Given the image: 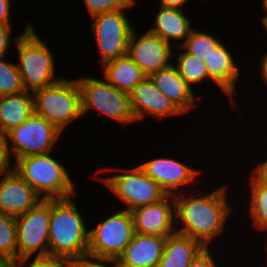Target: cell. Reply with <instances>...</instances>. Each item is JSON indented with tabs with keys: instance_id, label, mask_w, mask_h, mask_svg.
<instances>
[{
	"instance_id": "obj_1",
	"label": "cell",
	"mask_w": 267,
	"mask_h": 267,
	"mask_svg": "<svg viewBox=\"0 0 267 267\" xmlns=\"http://www.w3.org/2000/svg\"><path fill=\"white\" fill-rule=\"evenodd\" d=\"M226 182L215 188L212 184L210 191L209 188L205 190L207 186L200 185L192 191L175 194L176 231L190 236L204 247H221V237L226 241L227 231L232 228L229 222L233 219L231 214L236 212L234 209L238 203L235 201L234 205L233 200L230 203L232 196L228 192L231 189Z\"/></svg>"
},
{
	"instance_id": "obj_2",
	"label": "cell",
	"mask_w": 267,
	"mask_h": 267,
	"mask_svg": "<svg viewBox=\"0 0 267 267\" xmlns=\"http://www.w3.org/2000/svg\"><path fill=\"white\" fill-rule=\"evenodd\" d=\"M75 196L50 199L49 257L88 254V214L81 212Z\"/></svg>"
},
{
	"instance_id": "obj_3",
	"label": "cell",
	"mask_w": 267,
	"mask_h": 267,
	"mask_svg": "<svg viewBox=\"0 0 267 267\" xmlns=\"http://www.w3.org/2000/svg\"><path fill=\"white\" fill-rule=\"evenodd\" d=\"M28 22L14 44L17 66L26 91L34 92L58 82L62 77L57 73L55 51L50 48L36 31V26ZM56 61V62H55ZM58 76V77H57ZM60 77V78H59Z\"/></svg>"
},
{
	"instance_id": "obj_4",
	"label": "cell",
	"mask_w": 267,
	"mask_h": 267,
	"mask_svg": "<svg viewBox=\"0 0 267 267\" xmlns=\"http://www.w3.org/2000/svg\"><path fill=\"white\" fill-rule=\"evenodd\" d=\"M53 152L30 155L13 161L18 173L42 199L68 198L78 194L75 177L71 178L63 159ZM59 158V159H58ZM60 160V161H59ZM77 193V194H76Z\"/></svg>"
},
{
	"instance_id": "obj_5",
	"label": "cell",
	"mask_w": 267,
	"mask_h": 267,
	"mask_svg": "<svg viewBox=\"0 0 267 267\" xmlns=\"http://www.w3.org/2000/svg\"><path fill=\"white\" fill-rule=\"evenodd\" d=\"M131 166L132 168H123L121 165L120 168L102 166L96 168V172L97 174L103 172L102 175L106 172L105 176L98 177L95 173L92 179L95 181L99 179L108 188V192H112L111 197L115 195L114 198L120 200L121 208L128 211L158 202L167 195L160 185L147 176L137 164H134V167ZM112 170L116 173H112Z\"/></svg>"
},
{
	"instance_id": "obj_6",
	"label": "cell",
	"mask_w": 267,
	"mask_h": 267,
	"mask_svg": "<svg viewBox=\"0 0 267 267\" xmlns=\"http://www.w3.org/2000/svg\"><path fill=\"white\" fill-rule=\"evenodd\" d=\"M81 75V76H80ZM76 78L81 92V111L85 118L91 111L94 117L104 115L124 128L137 124L132 112L129 93L118 90L103 76L80 74ZM88 75V76H87ZM101 115V116H100Z\"/></svg>"
},
{
	"instance_id": "obj_7",
	"label": "cell",
	"mask_w": 267,
	"mask_h": 267,
	"mask_svg": "<svg viewBox=\"0 0 267 267\" xmlns=\"http://www.w3.org/2000/svg\"><path fill=\"white\" fill-rule=\"evenodd\" d=\"M33 96L34 112L63 134L71 124L83 119L81 92L76 78L62 77L58 82L34 91Z\"/></svg>"
},
{
	"instance_id": "obj_8",
	"label": "cell",
	"mask_w": 267,
	"mask_h": 267,
	"mask_svg": "<svg viewBox=\"0 0 267 267\" xmlns=\"http://www.w3.org/2000/svg\"><path fill=\"white\" fill-rule=\"evenodd\" d=\"M138 0H133L126 8L102 13L91 18L90 30L93 33L99 56V66L128 53L129 40L134 27L128 11L136 7ZM130 18V19H129ZM99 57V58H98Z\"/></svg>"
},
{
	"instance_id": "obj_9",
	"label": "cell",
	"mask_w": 267,
	"mask_h": 267,
	"mask_svg": "<svg viewBox=\"0 0 267 267\" xmlns=\"http://www.w3.org/2000/svg\"><path fill=\"white\" fill-rule=\"evenodd\" d=\"M112 208V212L107 214L104 220L98 224L89 227L88 254L118 259L125 250V247L131 242L135 229L133 218L130 211Z\"/></svg>"
},
{
	"instance_id": "obj_10",
	"label": "cell",
	"mask_w": 267,
	"mask_h": 267,
	"mask_svg": "<svg viewBox=\"0 0 267 267\" xmlns=\"http://www.w3.org/2000/svg\"><path fill=\"white\" fill-rule=\"evenodd\" d=\"M64 135L55 125L35 112L20 126L6 134L11 160L56 150Z\"/></svg>"
},
{
	"instance_id": "obj_11",
	"label": "cell",
	"mask_w": 267,
	"mask_h": 267,
	"mask_svg": "<svg viewBox=\"0 0 267 267\" xmlns=\"http://www.w3.org/2000/svg\"><path fill=\"white\" fill-rule=\"evenodd\" d=\"M50 199H42L16 217L17 264L49 257Z\"/></svg>"
},
{
	"instance_id": "obj_12",
	"label": "cell",
	"mask_w": 267,
	"mask_h": 267,
	"mask_svg": "<svg viewBox=\"0 0 267 267\" xmlns=\"http://www.w3.org/2000/svg\"><path fill=\"white\" fill-rule=\"evenodd\" d=\"M167 156L160 154L154 158L143 157V162L140 160L138 166L169 195L192 191L196 185L200 187L198 184H202L200 180L204 171L198 166L194 168L193 164L186 163L184 159L181 161L180 157Z\"/></svg>"
},
{
	"instance_id": "obj_13",
	"label": "cell",
	"mask_w": 267,
	"mask_h": 267,
	"mask_svg": "<svg viewBox=\"0 0 267 267\" xmlns=\"http://www.w3.org/2000/svg\"><path fill=\"white\" fill-rule=\"evenodd\" d=\"M225 43L226 42L223 41L213 50L207 59L203 60L205 61L210 80L218 87V91H220L218 96L224 93L222 96H226V98L224 96V99L229 101V107L234 109L236 114L238 112L242 113V107L239 108V106H237L239 103L236 102V96H238L236 94L239 93L237 86L238 83H241L242 73H246L245 70H242L241 63L236 61L238 56L236 58V55H234L235 52H232V47H234V45L229 46Z\"/></svg>"
},
{
	"instance_id": "obj_14",
	"label": "cell",
	"mask_w": 267,
	"mask_h": 267,
	"mask_svg": "<svg viewBox=\"0 0 267 267\" xmlns=\"http://www.w3.org/2000/svg\"><path fill=\"white\" fill-rule=\"evenodd\" d=\"M136 30L138 29L134 28L131 33L127 54L146 76L173 63L174 47L172 45L147 29L141 34Z\"/></svg>"
},
{
	"instance_id": "obj_15",
	"label": "cell",
	"mask_w": 267,
	"mask_h": 267,
	"mask_svg": "<svg viewBox=\"0 0 267 267\" xmlns=\"http://www.w3.org/2000/svg\"><path fill=\"white\" fill-rule=\"evenodd\" d=\"M132 112L138 124L148 117L157 122L167 121V118L184 114L155 86L149 76H146L130 93ZM140 122V123H139Z\"/></svg>"
},
{
	"instance_id": "obj_16",
	"label": "cell",
	"mask_w": 267,
	"mask_h": 267,
	"mask_svg": "<svg viewBox=\"0 0 267 267\" xmlns=\"http://www.w3.org/2000/svg\"><path fill=\"white\" fill-rule=\"evenodd\" d=\"M135 232L167 237L176 232L175 199L167 194L162 200L130 211Z\"/></svg>"
},
{
	"instance_id": "obj_17",
	"label": "cell",
	"mask_w": 267,
	"mask_h": 267,
	"mask_svg": "<svg viewBox=\"0 0 267 267\" xmlns=\"http://www.w3.org/2000/svg\"><path fill=\"white\" fill-rule=\"evenodd\" d=\"M150 79L155 86L184 114L189 113L201 105L202 95L196 94L193 88L180 75L176 66H170L152 73ZM202 96V97H201ZM199 101V102H198ZM200 103V104H199Z\"/></svg>"
},
{
	"instance_id": "obj_18",
	"label": "cell",
	"mask_w": 267,
	"mask_h": 267,
	"mask_svg": "<svg viewBox=\"0 0 267 267\" xmlns=\"http://www.w3.org/2000/svg\"><path fill=\"white\" fill-rule=\"evenodd\" d=\"M41 200V196L13 169L0 177V212L18 217Z\"/></svg>"
},
{
	"instance_id": "obj_19",
	"label": "cell",
	"mask_w": 267,
	"mask_h": 267,
	"mask_svg": "<svg viewBox=\"0 0 267 267\" xmlns=\"http://www.w3.org/2000/svg\"><path fill=\"white\" fill-rule=\"evenodd\" d=\"M187 10L177 8L157 7L154 22L149 25L148 31L161 37L173 47L181 46L195 28L191 17L187 16Z\"/></svg>"
},
{
	"instance_id": "obj_20",
	"label": "cell",
	"mask_w": 267,
	"mask_h": 267,
	"mask_svg": "<svg viewBox=\"0 0 267 267\" xmlns=\"http://www.w3.org/2000/svg\"><path fill=\"white\" fill-rule=\"evenodd\" d=\"M165 242L166 237L135 232L117 259L119 267H158Z\"/></svg>"
},
{
	"instance_id": "obj_21",
	"label": "cell",
	"mask_w": 267,
	"mask_h": 267,
	"mask_svg": "<svg viewBox=\"0 0 267 267\" xmlns=\"http://www.w3.org/2000/svg\"><path fill=\"white\" fill-rule=\"evenodd\" d=\"M246 174H248L246 180L248 187L244 191L249 190L246 192L248 196L246 193L243 194V190L240 191V196L243 195L240 199L243 200L245 196L247 198L244 199L246 203L240 201L237 206H240V203L244 204V206L247 204L246 208L242 209L243 211L246 209L245 214H247L244 216L248 215L246 219L250 220L247 221V224H252L249 225L253 227H251L253 232L255 230V233L260 234L262 231L264 235V233L267 234V185L258 180L251 172Z\"/></svg>"
},
{
	"instance_id": "obj_22",
	"label": "cell",
	"mask_w": 267,
	"mask_h": 267,
	"mask_svg": "<svg viewBox=\"0 0 267 267\" xmlns=\"http://www.w3.org/2000/svg\"><path fill=\"white\" fill-rule=\"evenodd\" d=\"M34 113V96L24 91L0 97V133L6 135Z\"/></svg>"
},
{
	"instance_id": "obj_23",
	"label": "cell",
	"mask_w": 267,
	"mask_h": 267,
	"mask_svg": "<svg viewBox=\"0 0 267 267\" xmlns=\"http://www.w3.org/2000/svg\"><path fill=\"white\" fill-rule=\"evenodd\" d=\"M203 248L198 241L176 231L166 237L158 267H189Z\"/></svg>"
},
{
	"instance_id": "obj_24",
	"label": "cell",
	"mask_w": 267,
	"mask_h": 267,
	"mask_svg": "<svg viewBox=\"0 0 267 267\" xmlns=\"http://www.w3.org/2000/svg\"><path fill=\"white\" fill-rule=\"evenodd\" d=\"M99 69H101V76L111 85L127 93H130L146 77L128 54L105 63Z\"/></svg>"
},
{
	"instance_id": "obj_25",
	"label": "cell",
	"mask_w": 267,
	"mask_h": 267,
	"mask_svg": "<svg viewBox=\"0 0 267 267\" xmlns=\"http://www.w3.org/2000/svg\"><path fill=\"white\" fill-rule=\"evenodd\" d=\"M173 56L176 57H173V64L176 66L178 72L197 94L200 92L197 88L203 82L206 85H213V88H217L218 90V87L209 78L204 60L187 53L181 46L174 48Z\"/></svg>"
},
{
	"instance_id": "obj_26",
	"label": "cell",
	"mask_w": 267,
	"mask_h": 267,
	"mask_svg": "<svg viewBox=\"0 0 267 267\" xmlns=\"http://www.w3.org/2000/svg\"><path fill=\"white\" fill-rule=\"evenodd\" d=\"M216 33L211 31H204L200 27L194 28L190 36L181 45V47L191 55L200 59H207V57L215 50L222 42V38L217 37Z\"/></svg>"
},
{
	"instance_id": "obj_27",
	"label": "cell",
	"mask_w": 267,
	"mask_h": 267,
	"mask_svg": "<svg viewBox=\"0 0 267 267\" xmlns=\"http://www.w3.org/2000/svg\"><path fill=\"white\" fill-rule=\"evenodd\" d=\"M0 254L17 265L16 217L0 212Z\"/></svg>"
},
{
	"instance_id": "obj_28",
	"label": "cell",
	"mask_w": 267,
	"mask_h": 267,
	"mask_svg": "<svg viewBox=\"0 0 267 267\" xmlns=\"http://www.w3.org/2000/svg\"><path fill=\"white\" fill-rule=\"evenodd\" d=\"M0 58V97L26 91L16 62Z\"/></svg>"
},
{
	"instance_id": "obj_29",
	"label": "cell",
	"mask_w": 267,
	"mask_h": 267,
	"mask_svg": "<svg viewBox=\"0 0 267 267\" xmlns=\"http://www.w3.org/2000/svg\"><path fill=\"white\" fill-rule=\"evenodd\" d=\"M91 18L126 8L133 0H82Z\"/></svg>"
},
{
	"instance_id": "obj_30",
	"label": "cell",
	"mask_w": 267,
	"mask_h": 267,
	"mask_svg": "<svg viewBox=\"0 0 267 267\" xmlns=\"http://www.w3.org/2000/svg\"><path fill=\"white\" fill-rule=\"evenodd\" d=\"M222 249L226 250L222 247H221V249L219 248L218 249L220 252L219 253L220 255H219L218 252H216L217 249L215 250V249H213V247H204L197 254V256L191 261V264L189 267H225V265L224 266L222 265V263L225 264V261L222 262V260L220 259L221 257H223V258L225 257V255L221 256Z\"/></svg>"
},
{
	"instance_id": "obj_31",
	"label": "cell",
	"mask_w": 267,
	"mask_h": 267,
	"mask_svg": "<svg viewBox=\"0 0 267 267\" xmlns=\"http://www.w3.org/2000/svg\"><path fill=\"white\" fill-rule=\"evenodd\" d=\"M71 267H119V265L116 259L86 254L71 258Z\"/></svg>"
},
{
	"instance_id": "obj_32",
	"label": "cell",
	"mask_w": 267,
	"mask_h": 267,
	"mask_svg": "<svg viewBox=\"0 0 267 267\" xmlns=\"http://www.w3.org/2000/svg\"><path fill=\"white\" fill-rule=\"evenodd\" d=\"M15 267H71V259L59 257L31 258L21 261Z\"/></svg>"
},
{
	"instance_id": "obj_33",
	"label": "cell",
	"mask_w": 267,
	"mask_h": 267,
	"mask_svg": "<svg viewBox=\"0 0 267 267\" xmlns=\"http://www.w3.org/2000/svg\"><path fill=\"white\" fill-rule=\"evenodd\" d=\"M14 27L9 24L0 23V58L10 56V46L15 44L16 40L19 38L20 34L15 35L13 29ZM13 34V35H12ZM15 35V36H14Z\"/></svg>"
},
{
	"instance_id": "obj_34",
	"label": "cell",
	"mask_w": 267,
	"mask_h": 267,
	"mask_svg": "<svg viewBox=\"0 0 267 267\" xmlns=\"http://www.w3.org/2000/svg\"><path fill=\"white\" fill-rule=\"evenodd\" d=\"M13 169V161L10 158L6 135L0 133V177L9 173Z\"/></svg>"
},
{
	"instance_id": "obj_35",
	"label": "cell",
	"mask_w": 267,
	"mask_h": 267,
	"mask_svg": "<svg viewBox=\"0 0 267 267\" xmlns=\"http://www.w3.org/2000/svg\"><path fill=\"white\" fill-rule=\"evenodd\" d=\"M267 152H265V155H262L263 158L261 160H257V158H255V161H257L254 166L252 164H254L255 162L252 163L251 161V165L252 169L250 168L251 173L261 182H263L264 184L267 185V157L266 154Z\"/></svg>"
},
{
	"instance_id": "obj_36",
	"label": "cell",
	"mask_w": 267,
	"mask_h": 267,
	"mask_svg": "<svg viewBox=\"0 0 267 267\" xmlns=\"http://www.w3.org/2000/svg\"><path fill=\"white\" fill-rule=\"evenodd\" d=\"M13 0H0V23L12 25L11 9L13 8ZM12 6V8H11Z\"/></svg>"
},
{
	"instance_id": "obj_37",
	"label": "cell",
	"mask_w": 267,
	"mask_h": 267,
	"mask_svg": "<svg viewBox=\"0 0 267 267\" xmlns=\"http://www.w3.org/2000/svg\"><path fill=\"white\" fill-rule=\"evenodd\" d=\"M267 47V46H266ZM263 55H260L259 57V59H258V61H259V63H258V65H256V63H255V67L257 66V70H256V72L258 71L259 73V75H258V77L260 78L259 79V84H260V80H261V84H263L264 85V88L265 89H267V48L266 49H264V52L262 53Z\"/></svg>"
},
{
	"instance_id": "obj_38",
	"label": "cell",
	"mask_w": 267,
	"mask_h": 267,
	"mask_svg": "<svg viewBox=\"0 0 267 267\" xmlns=\"http://www.w3.org/2000/svg\"><path fill=\"white\" fill-rule=\"evenodd\" d=\"M191 0H158L157 6L165 8H177L187 10L186 4L189 5ZM207 1V0H206ZM209 1V0H208Z\"/></svg>"
},
{
	"instance_id": "obj_39",
	"label": "cell",
	"mask_w": 267,
	"mask_h": 267,
	"mask_svg": "<svg viewBox=\"0 0 267 267\" xmlns=\"http://www.w3.org/2000/svg\"><path fill=\"white\" fill-rule=\"evenodd\" d=\"M0 267H15V265L4 255L0 254Z\"/></svg>"
},
{
	"instance_id": "obj_40",
	"label": "cell",
	"mask_w": 267,
	"mask_h": 267,
	"mask_svg": "<svg viewBox=\"0 0 267 267\" xmlns=\"http://www.w3.org/2000/svg\"><path fill=\"white\" fill-rule=\"evenodd\" d=\"M260 27H262L263 30V34L267 33V12H263V15L261 13V17H260Z\"/></svg>"
},
{
	"instance_id": "obj_41",
	"label": "cell",
	"mask_w": 267,
	"mask_h": 267,
	"mask_svg": "<svg viewBox=\"0 0 267 267\" xmlns=\"http://www.w3.org/2000/svg\"><path fill=\"white\" fill-rule=\"evenodd\" d=\"M264 237H266V238H263V239L266 240V241H264L263 239H262V241L265 242L266 245H263L264 247H262V250H263V248H264V252H265V253H264V254H265V257H264V258H265V259H262V260H266V261H265L266 263H265L264 265H267V234H264Z\"/></svg>"
},
{
	"instance_id": "obj_42",
	"label": "cell",
	"mask_w": 267,
	"mask_h": 267,
	"mask_svg": "<svg viewBox=\"0 0 267 267\" xmlns=\"http://www.w3.org/2000/svg\"><path fill=\"white\" fill-rule=\"evenodd\" d=\"M261 6H260V9H261V12H267V0H261Z\"/></svg>"
}]
</instances>
